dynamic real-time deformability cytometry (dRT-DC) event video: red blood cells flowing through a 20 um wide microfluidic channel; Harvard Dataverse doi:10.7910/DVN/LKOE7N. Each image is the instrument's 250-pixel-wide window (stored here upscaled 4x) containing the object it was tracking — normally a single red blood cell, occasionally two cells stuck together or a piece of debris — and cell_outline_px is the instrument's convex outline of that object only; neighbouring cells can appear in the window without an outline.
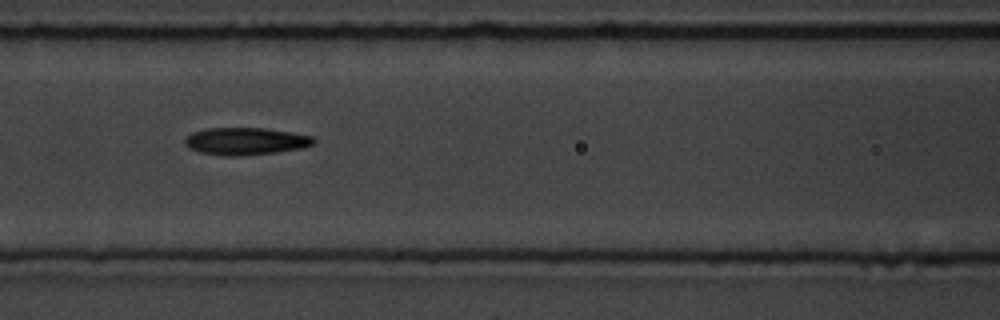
{"species": "common noctule bat (a hibernating species)", "species_latin": "Nyctalus noctula", "temperature_condition": "room temperature", "stored_images_in_passage": 13, "camera_frame_rate_fps": 3000, "um_per_image_px": 0.085, "animal": {"sex": "male", "body_mass_g": 19.5, "forearm_length_mm": 54.6}, "frame": {"image": 1, "passage_image": 6, "time_ms": 6.333, "image_size_px": [1000, 320], "cell_outline_px": [[316, 140], [312, 144], [300, 148], [276, 152], [240, 156], [224, 156], [200, 152], [188, 148], [184, 144], [184, 140], [192, 132], [204, 128], [264, 128], [312, 136]], "centroid_in_image_um": [20.81, 12.0], "position_along_channel_um": 145.8, "area_um2": 20.4}}
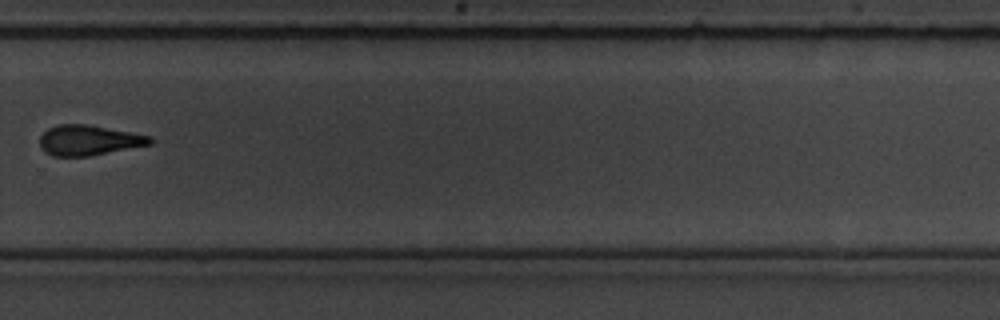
{"frame": {"image": 2, "passage_image": 10, "time_ms": 11.0, "image_size_px": [1000, 320], "cell_outline_px": [[156, 140], [152, 144], [88, 156], [52, 156], [40, 148], [40, 136], [48, 128], [56, 124], [88, 124], [132, 132], [152, 136]], "centroid_in_image_um": [7.57, 11.91], "position_along_channel_um": 322.2, "area_um2": 19.59}, "authors_computed_cell_mechanics": {"area_um2": 19.5942, "velocity_mm_per_s": 3.7993, "shape_relaxation_time_tau1_ms": 4.3152, "shape_relaxation_time_tau2_ms": 6.9937, "deformation_change_tau1": 0.1332, "deformation_change_tau2": 0.1999}}